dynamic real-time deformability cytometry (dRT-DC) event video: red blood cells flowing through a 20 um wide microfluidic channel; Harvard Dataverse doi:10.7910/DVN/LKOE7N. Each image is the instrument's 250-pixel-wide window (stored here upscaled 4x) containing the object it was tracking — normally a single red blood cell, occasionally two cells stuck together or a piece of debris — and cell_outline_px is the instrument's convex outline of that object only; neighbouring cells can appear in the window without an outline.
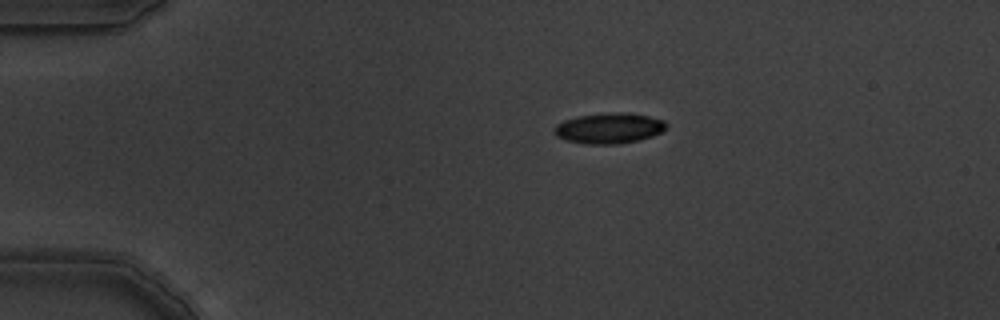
{"species": "common noctule bat (a hibernating species)", "species_latin": "Nyctalus noctula", "temperature_condition": "warm", "stored_images_in_passage": 2, "camera_frame_rate_fps": 3000, "um_per_image_px": 0.085, "animal": {"sex": "male", "body_mass_g": 19.5, "forearm_length_mm": 54.6}, "frame": {"image": 1, "passage_image": 1, "time_ms": 0.0, "image_size_px": [1000, 320], "cell_outline_px": [[668, 124], [660, 132], [652, 136], [636, 140], [616, 144], [588, 144], [568, 140], [556, 136], [552, 132], [556, 124], [564, 120], [576, 116], [608, 112], [624, 112], [648, 116], [664, 120]], "centroid_in_image_um": [51.73, 10.88], "position_along_channel_um": 33.3, "area_um2": 19.88}}